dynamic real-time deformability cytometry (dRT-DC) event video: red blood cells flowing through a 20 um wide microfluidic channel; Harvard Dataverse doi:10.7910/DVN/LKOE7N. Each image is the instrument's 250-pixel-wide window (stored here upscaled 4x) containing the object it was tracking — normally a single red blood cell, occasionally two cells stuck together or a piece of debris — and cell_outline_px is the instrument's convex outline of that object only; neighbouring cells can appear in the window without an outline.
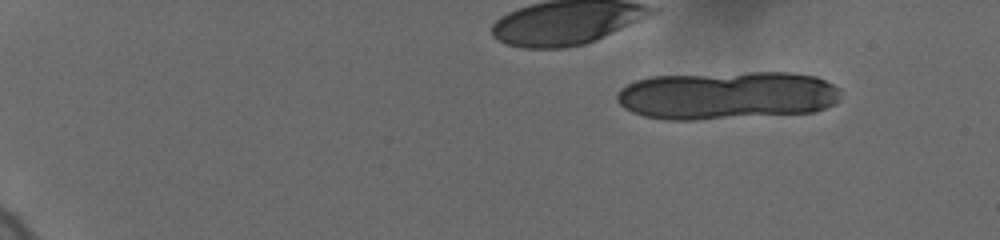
{"species": "human", "species_latin": "Homo sapiens", "temperature_condition": "cold", "stored_images_in_passage": 10, "camera_frame_rate_fps": 3000, "um_per_image_px": 0.085, "donor": {"sex": "female"}, "frame": {"image": 1, "passage_image": 1, "time_ms": 0.0, "image_size_px": [1000, 240], "cell_outline_px": [[840, 100], [824, 108], [812, 112], [696, 120], [664, 120], [644, 116], [632, 112], [624, 108], [616, 100], [616, 96], [620, 88], [636, 80], [652, 76], [748, 72], [792, 72], [816, 76], [840, 88]], "centroid_in_image_um": [61.77, 8.1], "position_along_channel_um": 23.2, "area_um2": 63.18}}